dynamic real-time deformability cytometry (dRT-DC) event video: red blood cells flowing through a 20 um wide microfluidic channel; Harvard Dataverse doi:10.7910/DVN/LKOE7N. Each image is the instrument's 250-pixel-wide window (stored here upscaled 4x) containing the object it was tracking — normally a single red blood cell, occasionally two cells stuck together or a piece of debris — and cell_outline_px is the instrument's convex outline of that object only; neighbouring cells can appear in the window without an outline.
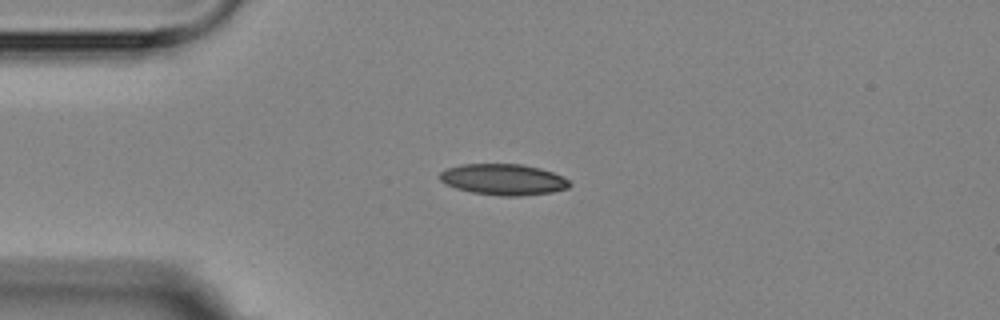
{"species": "Egyptian fruit bat (a non-hibernating species)", "species_latin": "Rousettus aegyptiacus", "temperature_condition": "room temperature", "stored_images_in_passage": 4, "camera_frame_rate_fps": 3000, "um_per_image_px": 0.085, "animal": {"sex": "female"}, "frame": {"image": 1, "passage_image": 1, "time_ms": 0.0, "image_size_px": [1000, 320], "cell_outline_px": [[572, 184], [568, 188], [552, 192], [520, 196], [500, 196], [472, 192], [456, 188], [440, 180], [440, 172], [448, 168], [460, 164], [520, 164], [540, 168], [552, 172], [568, 180]], "centroid_in_image_um": [42.8, 15.26], "position_along_channel_um": 42.2, "area_um2": 23.35}}
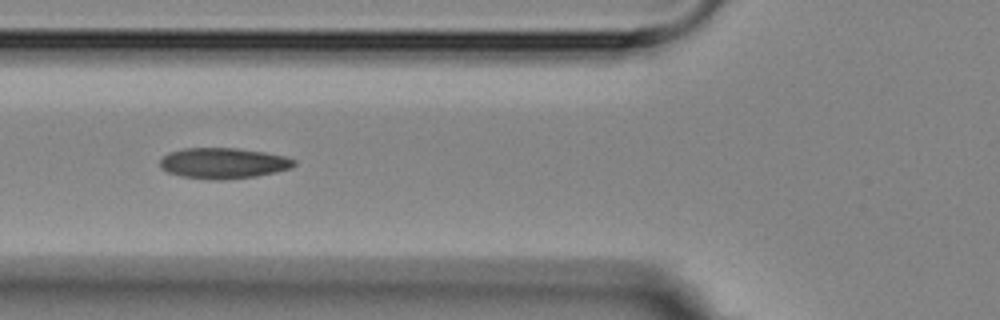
{"frame": {"image": 2, "passage_image": 3, "time_ms": 2.333, "image_size_px": [1000, 320], "cell_outline_px": [[296, 164], [292, 168], [276, 172], [256, 176], [220, 180], [212, 180], [184, 176], [168, 172], [160, 168], [160, 160], [168, 152], [184, 148], [240, 148], [264, 152], [284, 156], [296, 160]], "centroid_in_image_um": [19.0, 13.86], "position_along_channel_um": 106.8, "area_um2": 24.04}}
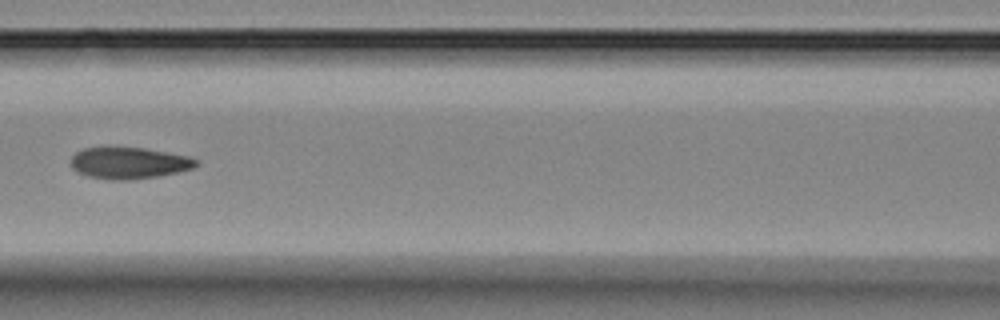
{"frame": {"image": 3, "passage_image": 4, "time_ms": 3.667, "image_size_px": [1000, 320], "cell_outline_px": [[200, 160], [192, 168], [176, 172], [156, 176], [128, 180], [108, 180], [88, 176], [72, 168], [72, 156], [76, 152], [84, 148], [104, 144], [108, 144], [144, 148], [168, 152], [188, 156]], "centroid_in_image_um": [10.91, 13.8], "position_along_channel_um": 155.7, "area_um2": 23.58}}